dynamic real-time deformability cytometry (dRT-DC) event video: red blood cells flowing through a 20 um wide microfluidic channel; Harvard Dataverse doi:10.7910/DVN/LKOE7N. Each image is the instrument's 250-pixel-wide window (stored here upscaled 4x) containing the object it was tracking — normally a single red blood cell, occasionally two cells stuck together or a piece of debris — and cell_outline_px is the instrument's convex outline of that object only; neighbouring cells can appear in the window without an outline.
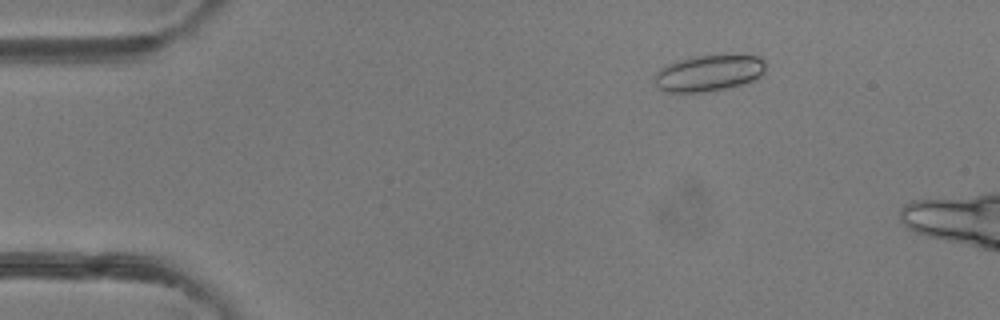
{"species": "common noctule bat (a hibernating species)", "species_latin": "Nyctalus noctula", "temperature_condition": "room temperature", "stored_images_in_passage": 13, "camera_frame_rate_fps": 3000, "um_per_image_px": 0.085, "animal": {"sex": "female"}, "frame": {"image": 1, "passage_image": 8, "time_ms": 2.333, "image_size_px": [1000, 320], "cell_outline_px": [[764, 72], [760, 76], [752, 80], [740, 84], [724, 88], [704, 92], [664, 92], [656, 84], [656, 72], [660, 68], [676, 60], [696, 56], [760, 56], [764, 60]], "centroid_in_image_um": [60.22, 6.21], "position_along_channel_um": 24.8, "area_um2": 23.0}}